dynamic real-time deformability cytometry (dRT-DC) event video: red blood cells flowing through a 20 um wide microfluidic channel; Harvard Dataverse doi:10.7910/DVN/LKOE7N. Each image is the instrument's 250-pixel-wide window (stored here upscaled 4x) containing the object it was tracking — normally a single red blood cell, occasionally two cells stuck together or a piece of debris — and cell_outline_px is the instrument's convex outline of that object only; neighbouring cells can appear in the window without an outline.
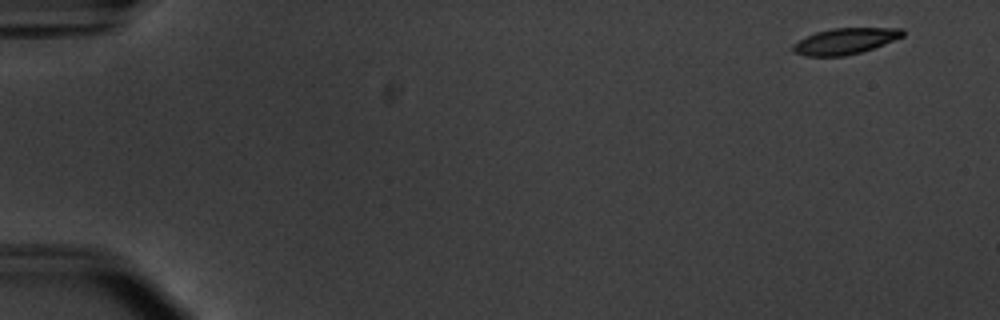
{"species": "common noctule bat (a hibernating species)", "species_latin": "Nyctalus noctula", "temperature_condition": "warm", "stored_images_in_passage": 52, "camera_frame_rate_fps": 3000, "um_per_image_px": 0.085, "animal": {"sex": "male", "body_mass_g": 20.1, "forearm_length_mm": 53.5}, "frame": {"image": 1, "passage_image": 1, "time_ms": 0.0, "image_size_px": [1000, 320], "cell_outline_px": [[904, 36], [884, 44], [860, 52], [844, 56], [804, 56], [792, 52], [792, 44], [816, 32], [832, 28], [904, 28]], "centroid_in_image_um": [71.82, 3.5], "position_along_channel_um": 13.2, "area_um2": 16.59}}
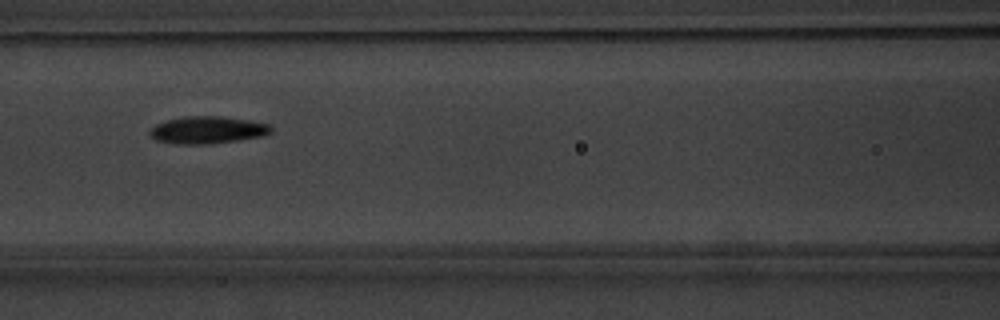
{"frame": {"image": 2, "passage_image": 23, "time_ms": 7.333, "image_size_px": [1000, 320], "cell_outline_px": [[272, 132], [264, 136], [208, 144], [176, 144], [156, 140], [148, 132], [156, 124], [168, 120], [184, 116], [220, 116], [248, 120], [272, 124]], "centroid_in_image_um": [17.67, 11.04], "position_along_channel_um": 148.9, "area_um2": 19.25}}
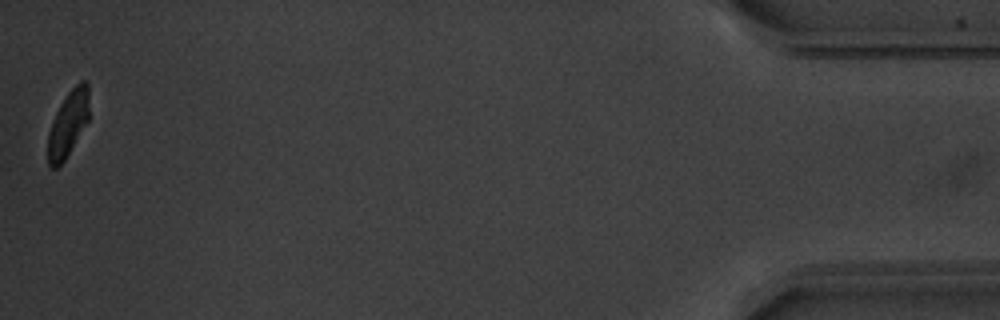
{"frame": {"image": 3, "passage_image": 52, "time_ms": 17.0, "image_size_px": [1000, 320], "cell_outline_px": [[88, 120], [64, 160], [56, 168], [52, 168], [48, 164], [48, 132], [52, 120], [60, 104], [68, 92], [80, 80], [88, 80]], "centroid_in_image_um": [5.78, 10.48], "position_along_channel_um": 429.4, "area_um2": 15.55}, "authors_computed_cell_mechanics": {"area_um2": 17.918, "velocity_mm_per_s": 3.7778, "shape_relaxation_time_tau1_ms": 2.1515, "shape_relaxation_time_tau2_ms": 4.6513, "deformation_change_tau1": 0.1597, "deformation_change_tau2": 0.1037}}